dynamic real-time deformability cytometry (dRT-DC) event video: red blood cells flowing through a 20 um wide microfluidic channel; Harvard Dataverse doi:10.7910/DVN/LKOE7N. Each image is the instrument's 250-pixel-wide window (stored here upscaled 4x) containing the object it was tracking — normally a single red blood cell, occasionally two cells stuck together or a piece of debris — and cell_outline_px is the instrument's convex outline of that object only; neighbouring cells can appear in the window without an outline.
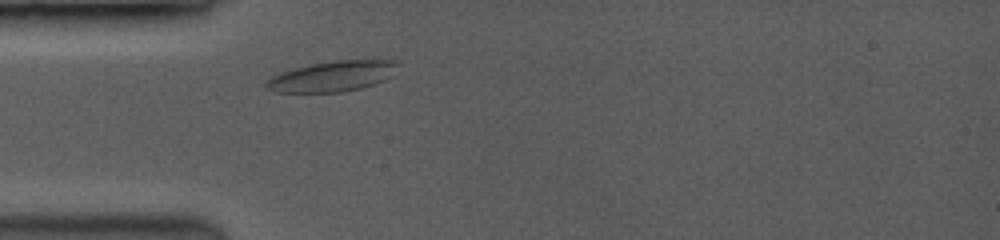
{"species": "common noctule bat (a hibernating species)", "species_latin": "Nyctalus noctula", "temperature_condition": "room temperature", "stored_images_in_passage": 1, "camera_frame_rate_fps": 3500, "um_per_image_px": 0.085, "animal": {"sex": "female", "body_mass_g": 19.0, "forearm_length_mm": 53.3}, "frame": {"image": 1, "passage_image": 1, "time_ms": 0.0, "image_size_px": [1000, 240], "cell_outline_px": [[396, 64], [392, 76], [384, 80], [360, 88], [340, 92], [280, 92], [268, 88], [264, 84], [272, 76], [296, 68], [312, 64], [336, 60], [396, 60]], "centroid_in_image_um": [28.27, 6.48], "position_along_channel_um": 56.7, "area_um2": 22.77}}